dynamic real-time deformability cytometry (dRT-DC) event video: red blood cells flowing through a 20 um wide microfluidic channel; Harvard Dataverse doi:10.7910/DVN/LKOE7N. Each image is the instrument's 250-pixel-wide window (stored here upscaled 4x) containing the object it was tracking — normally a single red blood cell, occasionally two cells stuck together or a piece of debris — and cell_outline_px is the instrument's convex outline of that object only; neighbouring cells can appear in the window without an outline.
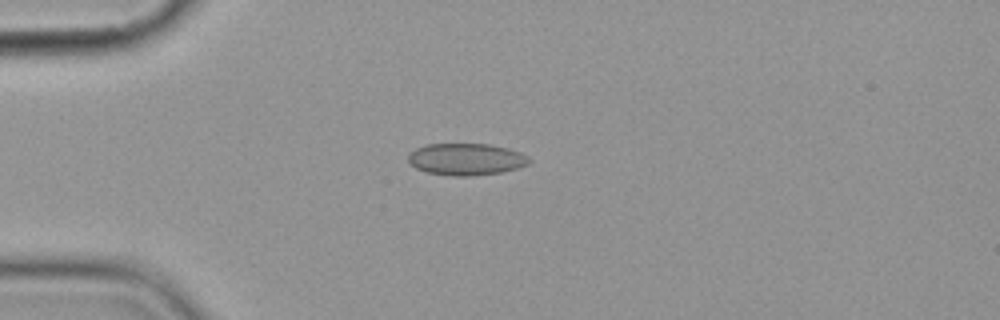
{"species": "common noctule bat (a hibernating species)", "species_latin": "Nyctalus noctula", "temperature_condition": "cold", "stored_images_in_passage": 7, "camera_frame_rate_fps": 3000, "um_per_image_px": 0.085, "animal": {"sex": "female", "body_mass_g": 19.9}, "frame": {"image": 1, "passage_image": 4, "time_ms": 4.333, "image_size_px": [1000, 320], "cell_outline_px": [[532, 160], [528, 164], [516, 168], [500, 172], [468, 176], [452, 176], [428, 172], [416, 168], [408, 160], [408, 152], [416, 148], [428, 144], [488, 144], [508, 148], [520, 152], [528, 156]], "centroid_in_image_um": [39.62, 13.53], "position_along_channel_um": 45.4, "area_um2": 22.37}}
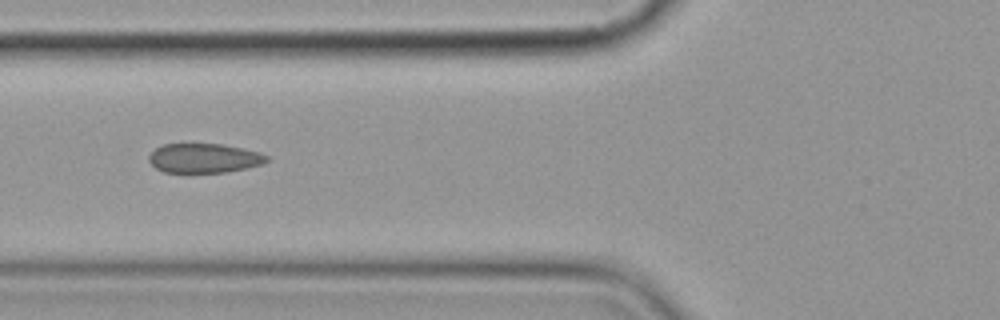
{"frame": {"image": 2, "passage_image": 6, "time_ms": 6.667, "image_size_px": [1000, 320], "cell_outline_px": [[268, 160], [260, 164], [244, 168], [224, 172], [164, 172], [156, 168], [148, 160], [148, 156], [156, 148], [164, 144], [224, 144], [260, 152], [268, 156]], "centroid_in_image_um": [17.33, 13.43], "position_along_channel_um": 108.5, "area_um2": 19.94}}
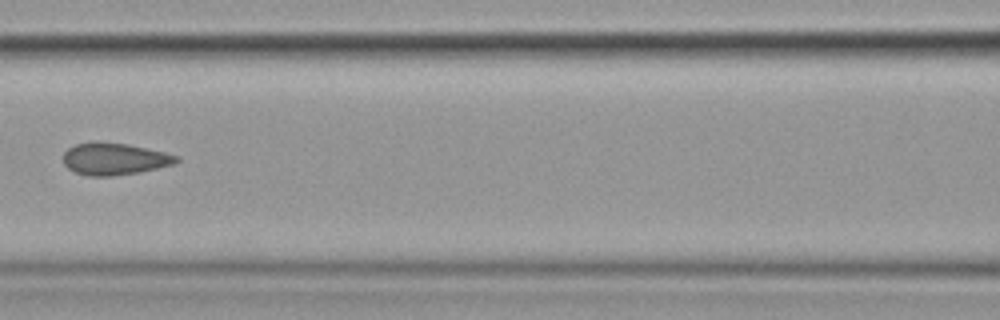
{"frame": {"image": 3, "passage_image": 7, "time_ms": 8.0, "image_size_px": [1000, 320], "cell_outline_px": [[180, 160], [172, 164], [156, 168], [136, 172], [112, 176], [88, 176], [76, 172], [68, 168], [64, 164], [64, 152], [68, 148], [76, 144], [92, 140], [96, 140], [128, 144], [164, 152], [176, 156]], "centroid_in_image_um": [9.66, 13.48], "position_along_channel_um": 156.9, "area_um2": 21.04}}